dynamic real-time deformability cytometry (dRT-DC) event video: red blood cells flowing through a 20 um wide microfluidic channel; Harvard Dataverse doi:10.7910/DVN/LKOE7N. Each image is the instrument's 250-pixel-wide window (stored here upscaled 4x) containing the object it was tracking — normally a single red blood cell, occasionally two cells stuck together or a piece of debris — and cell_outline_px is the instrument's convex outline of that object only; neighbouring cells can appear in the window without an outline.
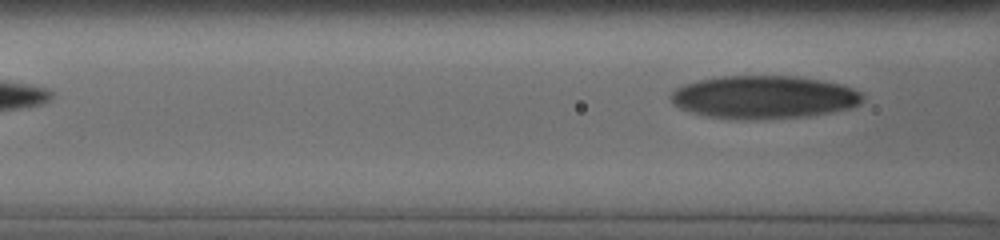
{"species": "human", "species_latin": "Homo sapiens", "temperature_condition": "cold", "stored_images_in_passage": 7, "segment_of_instrument_passage": [2, 2], "camera_frame_rate_fps": 3000, "um_per_image_px": 0.085, "donor": {"sex": "male"}, "frame": {"image": 1, "passage_image": 7, "time_ms": 4.667, "image_size_px": [1000, 240], "cell_outline_px": [[864, 100], [848, 108], [808, 116], [760, 120], [728, 120], [704, 116], [680, 108], [668, 96], [676, 88], [684, 84], [700, 80], [720, 76], [796, 76], [820, 80], [840, 84], [852, 88], [860, 92], [864, 96]], "centroid_in_image_um": [64.89, 8.27], "position_along_channel_um": 101.7, "area_um2": 48.26}}